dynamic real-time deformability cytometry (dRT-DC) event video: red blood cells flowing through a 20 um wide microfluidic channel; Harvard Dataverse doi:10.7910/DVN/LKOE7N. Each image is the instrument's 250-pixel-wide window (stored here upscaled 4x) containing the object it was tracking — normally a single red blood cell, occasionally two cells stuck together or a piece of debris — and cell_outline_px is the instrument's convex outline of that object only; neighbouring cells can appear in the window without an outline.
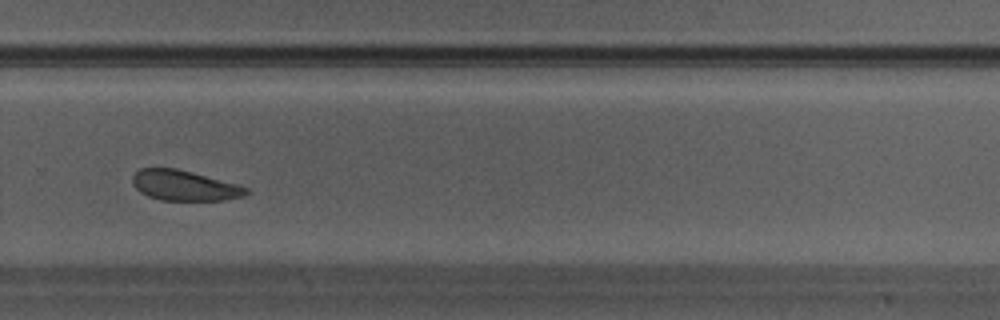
{"species": "Egyptian fruit bat (a non-hibernating species)", "species_latin": "Rousettus aegyptiacus", "temperature_condition": "warm", "stored_images_in_passage": 23, "camera_frame_rate_fps": 3000, "um_per_image_px": 0.085, "animal": {"sex": "male"}, "frame": {"image": 1, "passage_image": 19, "time_ms": 6.0, "image_size_px": [1000, 320], "cell_outline_px": [[248, 192], [244, 196], [224, 200], [160, 200], [148, 196], [140, 192], [132, 184], [132, 176], [140, 168], [176, 168], [192, 172], [236, 184], [248, 188]], "centroid_in_image_um": [15.63, 15.77], "position_along_channel_um": 314.2, "area_um2": 19.94}}